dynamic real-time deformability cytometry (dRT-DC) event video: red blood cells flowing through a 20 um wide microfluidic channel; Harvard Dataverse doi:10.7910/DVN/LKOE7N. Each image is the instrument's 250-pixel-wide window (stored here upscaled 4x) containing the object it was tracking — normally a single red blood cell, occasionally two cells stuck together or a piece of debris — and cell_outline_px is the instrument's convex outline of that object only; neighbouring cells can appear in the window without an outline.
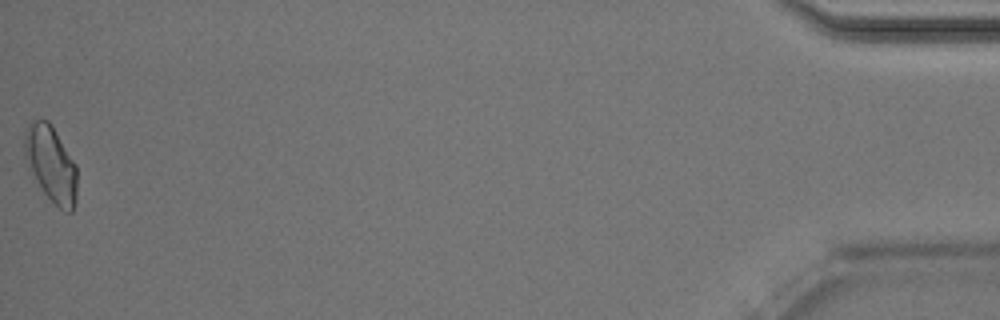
{"species": "Egyptian fruit bat (a non-hibernating species)", "species_latin": "Rousettus aegyptiacus", "temperature_condition": "room temperature", "stored_images_in_passage": 49, "camera_frame_rate_fps": 3000, "um_per_image_px": 0.085, "animal": {"sex": "male"}, "frame": {"image": 1, "passage_image": 49, "time_ms": 16.0, "image_size_px": [1000, 320], "cell_outline_px": [[76, 200], [72, 212], [68, 212], [60, 208], [44, 192], [28, 168], [24, 156], [24, 136], [32, 120], [48, 120], [52, 124], [76, 164]], "centroid_in_image_um": [4.33, 13.91], "position_along_channel_um": 430.9, "area_um2": 23.06}, "authors_computed_cell_mechanics": {"area_um2": 22.3686, "velocity_mm_per_s": 4.0515, "shape_relaxation_time_tau1_ms": 3.4665, "shape_relaxation_time_tau2_ms": 1.9782, "deformation_change_tau1": 0.0988, "deformation_change_tau2": 0.0813}}